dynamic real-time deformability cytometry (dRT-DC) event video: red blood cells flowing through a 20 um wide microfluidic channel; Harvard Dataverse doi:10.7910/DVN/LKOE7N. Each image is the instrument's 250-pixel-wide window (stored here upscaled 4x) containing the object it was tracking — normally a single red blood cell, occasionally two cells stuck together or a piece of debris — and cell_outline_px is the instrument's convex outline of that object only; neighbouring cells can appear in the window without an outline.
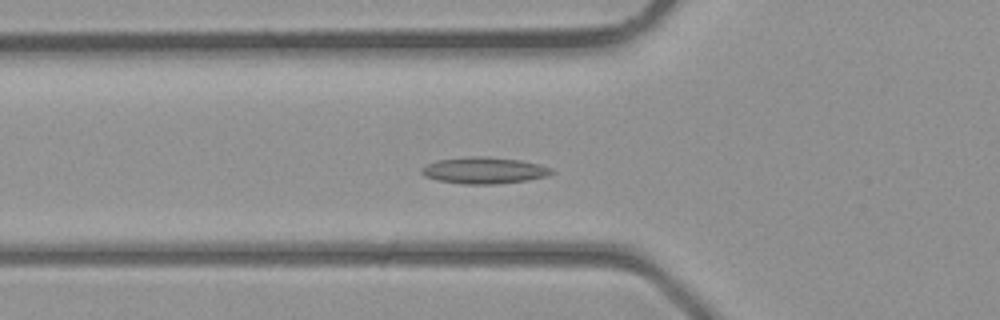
{"species": "common noctule bat (a hibernating species)", "species_latin": "Nyctalus noctula", "temperature_condition": "room temperature", "stored_images_in_passage": 42, "camera_frame_rate_fps": 3000, "um_per_image_px": 0.085, "animal": {"sex": "male", "body_mass_g": 23.1, "forearm_length_mm": 52.7}, "frame": {"image": 1, "passage_image": 15, "time_ms": 4.667, "image_size_px": [1000, 320], "cell_outline_px": [[556, 172], [544, 176], [528, 180], [496, 184], [464, 184], [436, 180], [424, 176], [420, 172], [420, 168], [436, 160], [468, 156], [484, 156], [520, 160], [540, 164], [552, 168]], "centroid_in_image_um": [41.13, 14.48], "position_along_channel_um": 84.7, "area_um2": 20.23}}
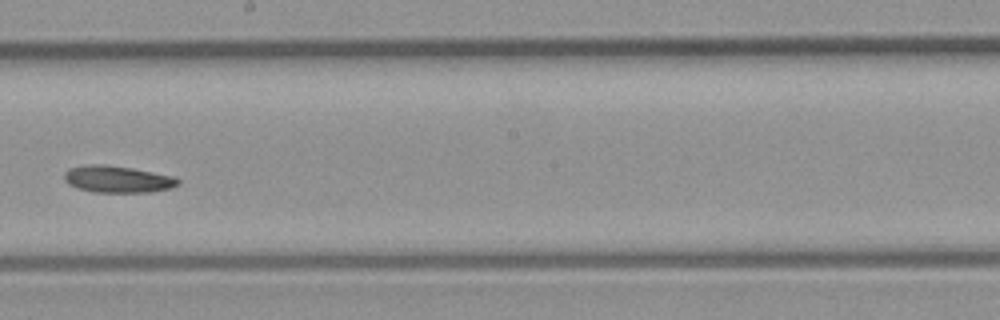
{"frame": {"image": 2, "passage_image": 24, "time_ms": 7.667, "image_size_px": [1000, 320], "cell_outline_px": [[180, 184], [172, 188], [152, 192], [92, 192], [76, 188], [68, 184], [64, 180], [64, 172], [68, 168], [84, 164], [104, 164], [132, 168], [176, 176], [180, 180]], "centroid_in_image_um": [9.99, 15.23], "position_along_channel_um": 238.2, "area_um2": 18.21}}
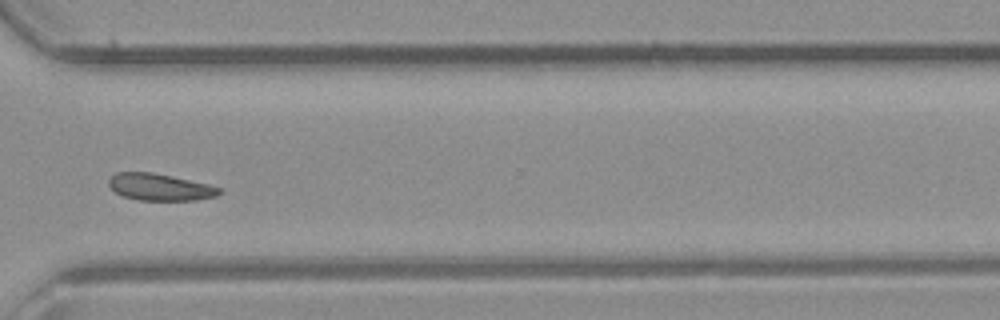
{"frame": {"image": 3, "passage_image": 31, "time_ms": 10.0, "image_size_px": [1000, 320], "cell_outline_px": [[224, 192], [216, 196], [196, 200], [136, 200], [124, 196], [116, 192], [108, 184], [108, 180], [116, 172], [152, 172], [172, 176], [208, 184], [220, 188]], "centroid_in_image_um": [13.61, 15.9], "position_along_channel_um": 357.0, "area_um2": 17.28}}